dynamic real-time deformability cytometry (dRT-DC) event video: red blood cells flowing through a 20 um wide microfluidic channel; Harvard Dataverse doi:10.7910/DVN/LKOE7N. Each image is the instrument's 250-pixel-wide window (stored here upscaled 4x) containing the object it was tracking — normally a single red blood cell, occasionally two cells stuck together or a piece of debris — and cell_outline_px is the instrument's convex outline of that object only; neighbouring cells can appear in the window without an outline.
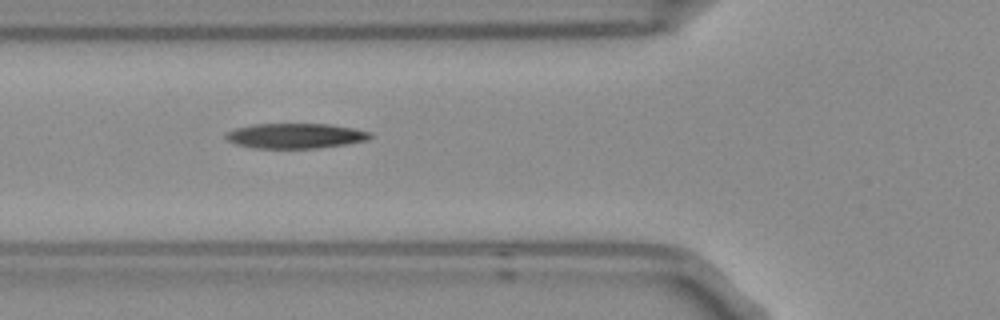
{"species": "Egyptian fruit bat (a non-hibernating species)", "species_latin": "Rousettus aegyptiacus", "temperature_condition": "room temperature", "stored_images_in_passage": 6, "camera_frame_rate_fps": 3000, "um_per_image_px": 0.085, "frame": {"image": 1, "passage_image": 3, "time_ms": 0.667, "image_size_px": [1000, 320], "cell_outline_px": [[372, 136], [368, 140], [348, 144], [316, 148], [252, 148], [236, 144], [228, 140], [224, 136], [224, 132], [236, 128], [256, 124], [328, 124], [352, 128], [372, 132]], "centroid_in_image_um": [25.11, 11.55], "position_along_channel_um": 100.7, "area_um2": 21.15}}
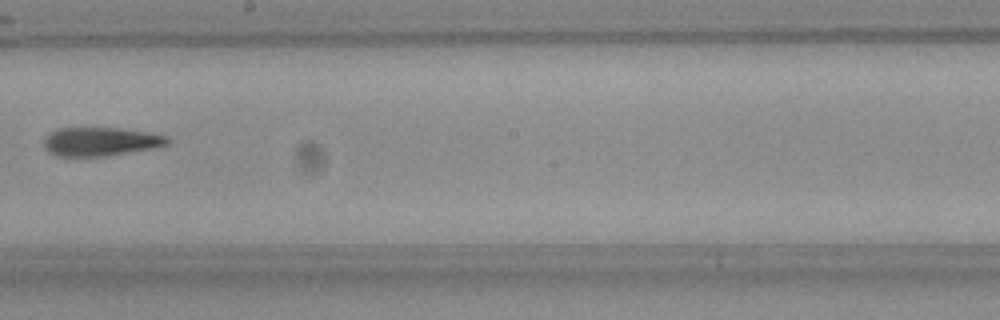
{"frame": {"image": 2, "passage_image": 6, "time_ms": 1.667, "image_size_px": [1000, 320], "cell_outline_px": [[172, 140], [168, 144], [156, 148], [104, 156], [56, 156], [48, 152], [44, 148], [44, 140], [56, 128], [120, 128], [148, 132], [168, 136]], "centroid_in_image_um": [8.59, 12.03], "position_along_channel_um": 239.6, "area_um2": 20.75}}